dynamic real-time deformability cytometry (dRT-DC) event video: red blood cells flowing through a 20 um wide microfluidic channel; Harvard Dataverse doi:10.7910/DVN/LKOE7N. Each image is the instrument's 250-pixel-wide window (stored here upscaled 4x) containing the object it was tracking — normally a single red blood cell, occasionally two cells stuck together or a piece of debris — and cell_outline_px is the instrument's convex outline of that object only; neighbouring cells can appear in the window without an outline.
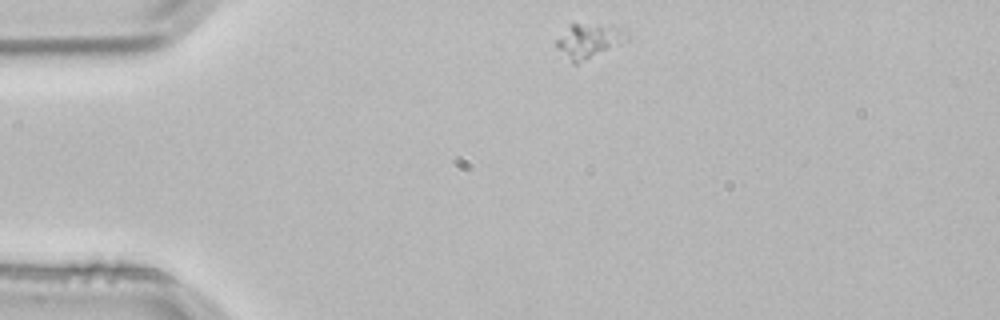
{"species": "common noctule bat (a hibernating species)", "species_latin": "Nyctalus noctula", "temperature_condition": "room temperature", "stored_images_in_passage": 1, "camera_frame_rate_fps": 3000, "um_per_image_px": 0.085, "animal": {"sex": "male", "body_mass_g": 21.5, "forearm_length_mm": 52.0}, "frame": {"image": 1, "passage_image": 1, "time_ms": 0.0, "image_size_px": [1000, 320], "cell_outline_px": [[628, 40], [576, 64], [572, 64], [556, 48], [556, 40], [568, 24], [612, 24], [628, 32]], "centroid_in_image_um": [50.03, 3.44], "position_along_channel_um": 35.0, "area_um2": 14.22}}